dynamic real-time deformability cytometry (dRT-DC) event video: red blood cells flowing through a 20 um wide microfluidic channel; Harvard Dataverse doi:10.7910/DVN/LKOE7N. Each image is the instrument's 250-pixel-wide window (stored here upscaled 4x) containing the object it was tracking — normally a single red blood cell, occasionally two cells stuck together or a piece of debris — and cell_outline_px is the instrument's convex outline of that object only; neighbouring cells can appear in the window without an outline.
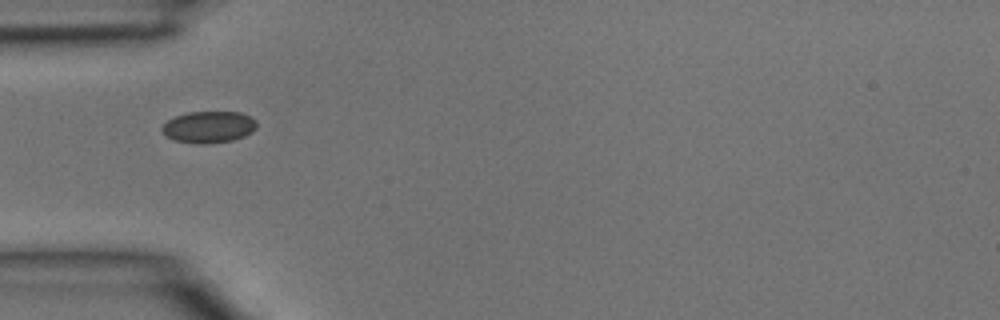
{"species": "common noctule bat (a hibernating species)", "species_latin": "Nyctalus noctula", "temperature_condition": "room temperature", "stored_images_in_passage": 2, "camera_frame_rate_fps": 3000, "um_per_image_px": 0.085, "animal": {"sex": "male", "body_mass_g": 15.6}, "frame": {"image": 1, "passage_image": 1, "time_ms": 0.0, "image_size_px": [1000, 320], "cell_outline_px": [[256, 128], [252, 132], [244, 136], [232, 140], [208, 144], [200, 144], [176, 140], [168, 136], [160, 128], [168, 120], [176, 116], [188, 112], [240, 112], [256, 120]], "centroid_in_image_um": [17.76, 10.79], "position_along_channel_um": 67.2, "area_um2": 17.28}}
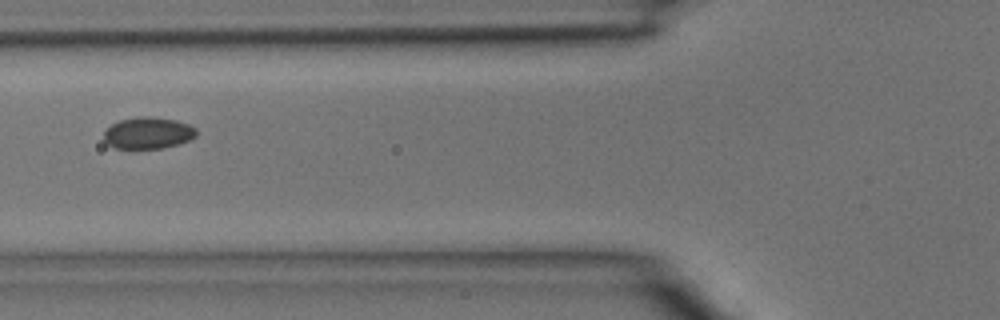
{"frame": {"image": 2, "passage_image": 2, "time_ms": 0.333, "image_size_px": [1000, 320], "cell_outline_px": [[196, 136], [180, 144], [160, 148], [116, 148], [108, 144], [104, 140], [104, 132], [112, 124], [120, 120], [136, 116], [148, 116], [176, 120], [188, 124], [196, 128]], "centroid_in_image_um": [12.59, 11.29], "position_along_channel_um": 113.2, "area_um2": 16.99}}